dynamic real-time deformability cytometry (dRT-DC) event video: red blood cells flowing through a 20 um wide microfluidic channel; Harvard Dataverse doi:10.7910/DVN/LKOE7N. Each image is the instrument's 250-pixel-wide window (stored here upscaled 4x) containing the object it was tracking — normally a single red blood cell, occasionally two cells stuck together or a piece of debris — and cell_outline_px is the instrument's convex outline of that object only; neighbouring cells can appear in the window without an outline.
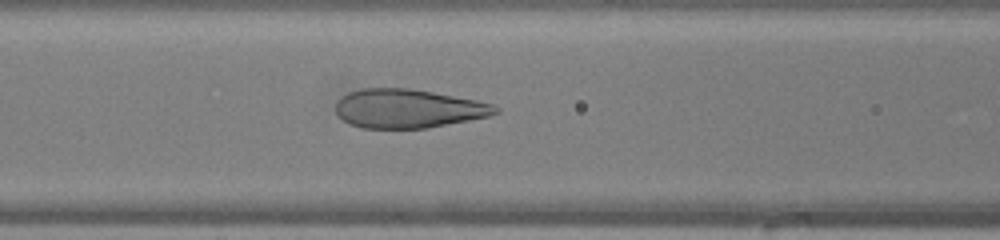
{"species": "human", "species_latin": "Homo sapiens", "temperature_condition": "warm", "stored_images_in_passage": 39, "camera_frame_rate_fps": 3000, "um_per_image_px": 0.085, "donor": {"sex": "female"}, "frame": {"image": 1, "passage_image": 14, "time_ms": 4.333, "image_size_px": [1000, 240], "cell_outline_px": [[500, 112], [488, 116], [428, 128], [364, 128], [348, 124], [336, 116], [336, 100], [340, 96], [348, 92], [360, 88], [408, 88], [432, 92], [476, 100], [492, 104], [500, 108]], "centroid_in_image_um": [34.63, 9.23], "position_along_channel_um": 132.0, "area_um2": 36.3}}
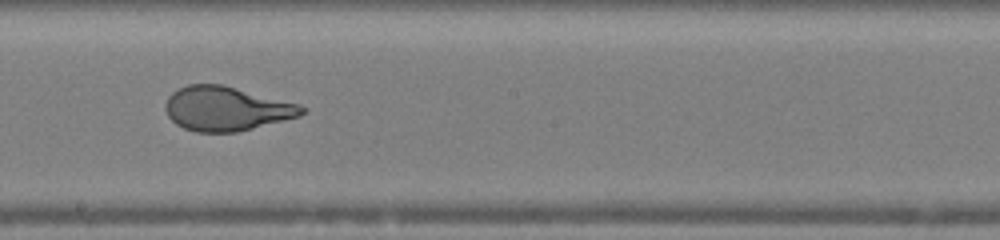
{"frame": {"image": 2, "passage_image": 21, "time_ms": 6.667, "image_size_px": [1000, 240], "cell_outline_px": [[308, 108], [300, 116], [236, 132], [196, 132], [184, 128], [176, 124], [168, 116], [164, 108], [164, 104], [168, 96], [172, 92], [188, 84], [220, 84], [300, 104]], "centroid_in_image_um": [19.22, 9.24], "position_along_channel_um": 229.0, "area_um2": 35.03}}
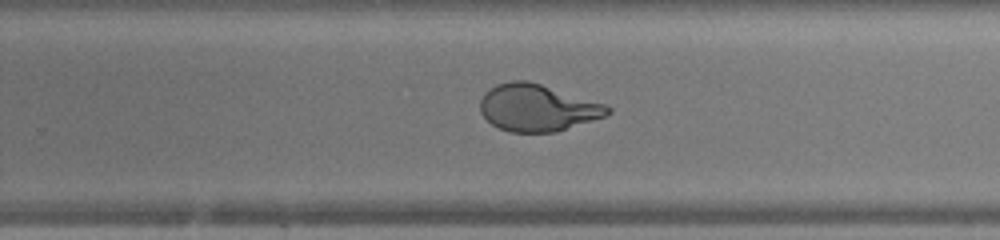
{"frame": {"image": 3, "passage_image": 25, "time_ms": 8.0, "image_size_px": [1000, 240], "cell_outline_px": [[612, 112], [604, 116], [556, 132], [508, 132], [492, 124], [480, 112], [480, 100], [484, 92], [488, 88], [496, 84], [512, 80], [528, 80], [604, 104], [612, 108]], "centroid_in_image_um": [45.63, 9.15], "position_along_channel_um": 284.2, "area_um2": 34.68}}